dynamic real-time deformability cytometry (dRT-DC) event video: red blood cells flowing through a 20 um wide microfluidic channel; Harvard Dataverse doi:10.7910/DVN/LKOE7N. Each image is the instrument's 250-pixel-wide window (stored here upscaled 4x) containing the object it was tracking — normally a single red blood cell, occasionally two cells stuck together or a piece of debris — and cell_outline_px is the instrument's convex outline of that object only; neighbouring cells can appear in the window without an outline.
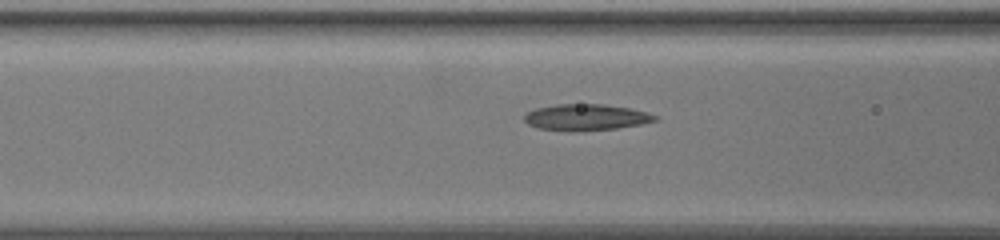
{"species": "common noctule bat (a hibernating species)", "species_latin": "Nyctalus noctula", "temperature_condition": "warm", "stored_images_in_passage": 16, "camera_frame_rate_fps": 3000, "um_per_image_px": 0.085, "animal": {"sex": "female", "body_mass_g": 19.5, "forearm_length_mm": 54.1}, "frame": {"image": 1, "passage_image": 10, "time_ms": 3.0, "image_size_px": [1000, 240], "cell_outline_px": [[660, 120], [640, 124], [616, 128], [572, 132], [540, 128], [528, 124], [524, 120], [524, 116], [528, 112], [536, 108], [556, 104], [604, 104], [628, 108], [644, 112], [656, 116]], "centroid_in_image_um": [49.79, 9.97], "position_along_channel_um": 116.8, "area_um2": 19.88}}
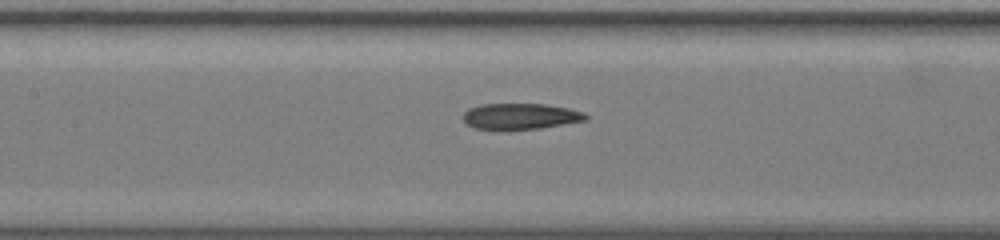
{"frame": {"image": 2, "passage_image": 14, "time_ms": 4.333, "image_size_px": [1000, 240], "cell_outline_px": [[588, 120], [540, 128], [508, 132], [476, 128], [468, 124], [460, 116], [468, 108], [480, 104], [544, 104], [568, 108], [584, 112], [588, 116]], "centroid_in_image_um": [44.2, 9.91], "position_along_channel_um": 163.2, "area_um2": 19.19}}